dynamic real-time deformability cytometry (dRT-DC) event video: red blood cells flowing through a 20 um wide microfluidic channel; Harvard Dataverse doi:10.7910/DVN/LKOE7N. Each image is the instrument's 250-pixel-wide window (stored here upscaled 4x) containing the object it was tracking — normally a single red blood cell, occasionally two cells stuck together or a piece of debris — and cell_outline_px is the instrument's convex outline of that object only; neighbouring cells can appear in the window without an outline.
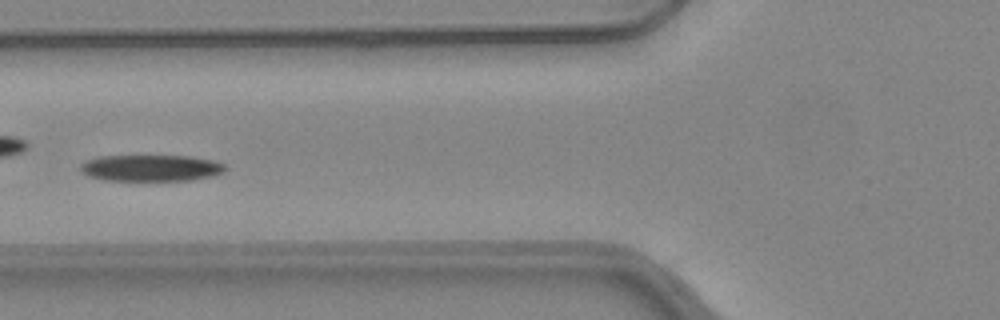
{"species": "common noctule bat (a hibernating species)", "species_latin": "Nyctalus noctula", "temperature_condition": "warm", "stored_images_in_passage": 53, "camera_frame_rate_fps": 3000, "um_per_image_px": 0.085, "animal": {"sex": "female", "body_mass_g": 24.6, "forearm_length_mm": 56.2}, "frame": {"image": 1, "passage_image": 22, "time_ms": 7.0, "image_size_px": [1000, 320], "cell_outline_px": [[228, 168], [224, 172], [212, 176], [192, 180], [104, 180], [88, 176], [80, 168], [80, 164], [84, 160], [100, 156], [192, 156], [212, 160], [224, 164]], "centroid_in_image_um": [12.85, 14.27], "position_along_channel_um": 113.0, "area_um2": 22.37}}
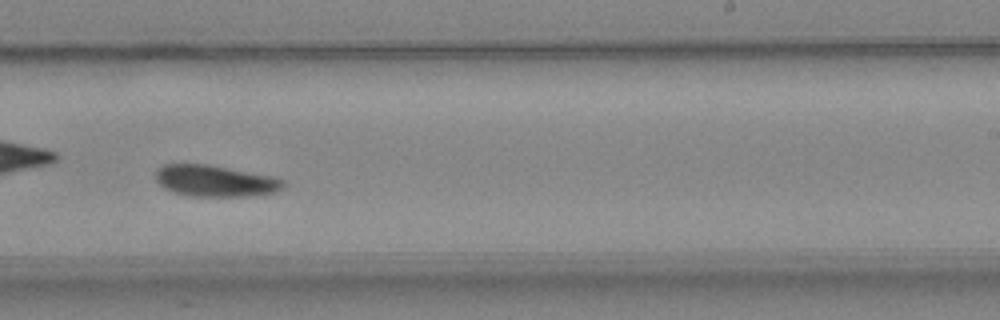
{"frame": {"image": 2, "passage_image": 34, "time_ms": 11.0, "image_size_px": [1000, 320], "cell_outline_px": [[288, 184], [276, 192], [248, 196], [192, 196], [172, 192], [164, 188], [156, 180], [156, 172], [164, 164], [208, 164], [272, 176], [284, 180]], "centroid_in_image_um": [18.32, 15.38], "position_along_channel_um": 270.7, "area_um2": 23.35}}
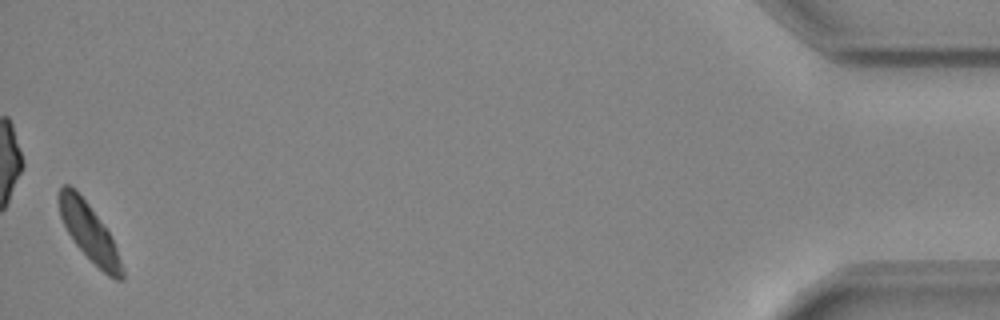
{"frame": {"image": 3, "passage_image": 53, "time_ms": 17.333, "image_size_px": [1000, 320], "cell_outline_px": [[124, 276], [120, 280], [116, 280], [108, 276], [72, 240], [60, 216], [56, 200], [56, 196], [60, 188], [64, 184], [68, 184], [88, 204], [108, 232], [116, 248], [124, 272]], "centroid_in_image_um": [7.53, 19.72], "position_along_channel_um": 427.7, "area_um2": 20.4}, "authors_computed_cell_mechanics": {"area_um2": 22.4264, "velocity_mm_per_s": 3.9512, "shape_relaxation_time_tau1_ms": 6.0205, "shape_relaxation_time_tau2_ms": null, "deformation_change_tau1": 0.1353, "deformation_change_tau2": null}}